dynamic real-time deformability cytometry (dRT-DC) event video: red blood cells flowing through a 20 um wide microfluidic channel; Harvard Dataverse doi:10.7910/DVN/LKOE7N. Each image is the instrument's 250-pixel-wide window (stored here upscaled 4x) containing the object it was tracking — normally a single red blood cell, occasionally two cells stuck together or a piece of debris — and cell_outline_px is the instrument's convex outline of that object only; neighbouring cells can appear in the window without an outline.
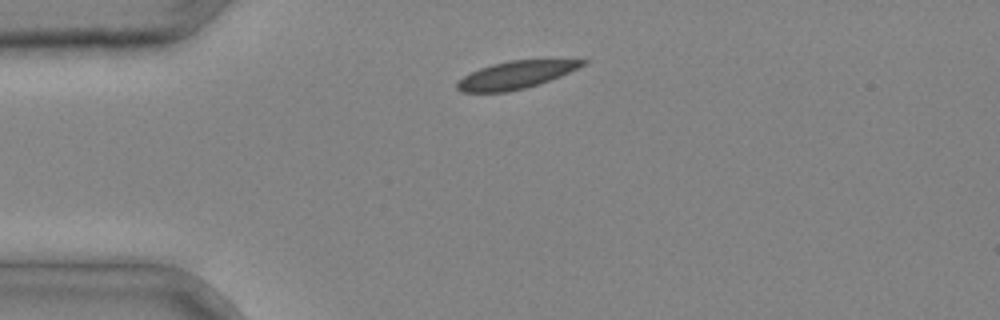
{"species": "common noctule bat (a hibernating species)", "species_latin": "Nyctalus noctula", "temperature_condition": "cold", "stored_images_in_passage": 2, "camera_frame_rate_fps": 3000, "um_per_image_px": 0.085, "animal": {"sex": "male", "body_mass_g": 20.4}, "frame": {"image": 1, "passage_image": 1, "time_ms": 0.0, "image_size_px": [1000, 320], "cell_outline_px": [[588, 60], [584, 64], [560, 76], [524, 88], [508, 92], [460, 92], [456, 88], [456, 84], [464, 76], [480, 68], [492, 64], [508, 60]], "centroid_in_image_um": [43.76, 6.37], "position_along_channel_um": 41.2, "area_um2": 19.65}}